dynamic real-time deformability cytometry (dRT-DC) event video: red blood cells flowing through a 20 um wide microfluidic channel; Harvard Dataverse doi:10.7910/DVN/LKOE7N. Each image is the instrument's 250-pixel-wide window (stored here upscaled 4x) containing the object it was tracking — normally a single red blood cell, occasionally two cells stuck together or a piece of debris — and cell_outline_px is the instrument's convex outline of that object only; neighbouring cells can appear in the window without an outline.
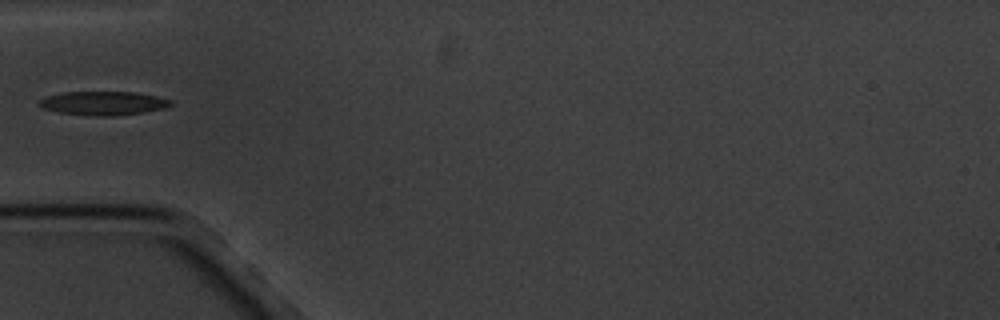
{"species": "common noctule bat (a hibernating species)", "species_latin": "Nyctalus noctula", "temperature_condition": "cold", "stored_images_in_passage": 12, "camera_frame_rate_fps": 3000, "um_per_image_px": 0.085, "animal": {"sex": "male", "body_mass_g": 20.1, "forearm_length_mm": 53.5}, "frame": {"image": 1, "passage_image": 1, "time_ms": 0.0, "image_size_px": [1000, 320], "cell_outline_px": [[172, 104], [164, 108], [144, 112], [112, 116], [96, 116], [60, 112], [44, 108], [40, 104], [40, 100], [44, 96], [60, 92], [136, 92], [156, 96], [172, 100]], "centroid_in_image_um": [8.79, 8.76], "position_along_channel_um": 76.2, "area_um2": 18.09}}
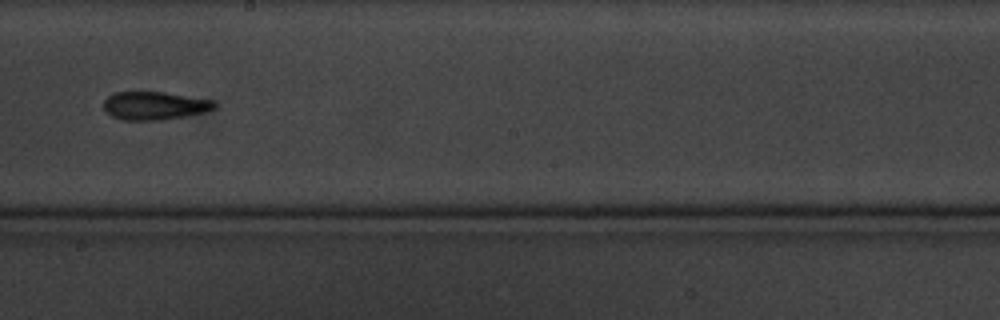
{"frame": {"image": 2, "passage_image": 5, "time_ms": 4.667, "image_size_px": [1000, 320], "cell_outline_px": [[216, 108], [204, 112], [184, 116], [160, 120], [124, 120], [112, 116], [104, 108], [104, 100], [108, 96], [116, 92], [164, 92], [212, 100], [216, 104]], "centroid_in_image_um": [13.14, 8.98], "position_along_channel_um": 235.1, "area_um2": 17.98}}
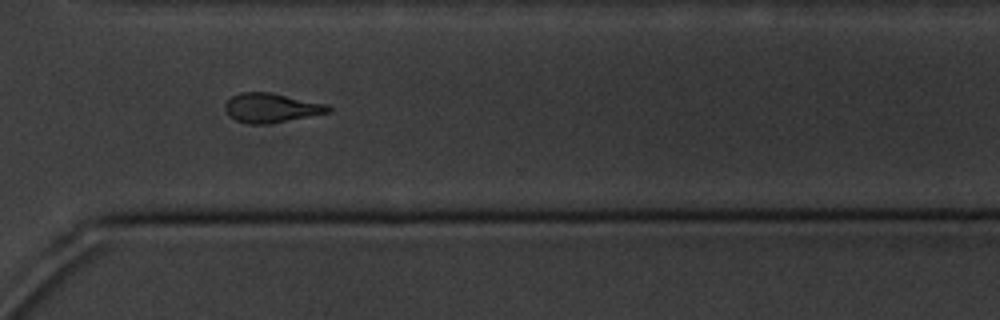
{"frame": {"image": 3, "passage_image": 8, "time_ms": 8.0, "image_size_px": [1000, 320], "cell_outline_px": [[332, 112], [268, 124], [248, 124], [236, 120], [224, 108], [224, 104], [232, 96], [240, 92], [268, 92], [328, 104], [332, 108]], "centroid_in_image_um": [23.09, 9.17], "position_along_channel_um": 347.5, "area_um2": 17.57}}